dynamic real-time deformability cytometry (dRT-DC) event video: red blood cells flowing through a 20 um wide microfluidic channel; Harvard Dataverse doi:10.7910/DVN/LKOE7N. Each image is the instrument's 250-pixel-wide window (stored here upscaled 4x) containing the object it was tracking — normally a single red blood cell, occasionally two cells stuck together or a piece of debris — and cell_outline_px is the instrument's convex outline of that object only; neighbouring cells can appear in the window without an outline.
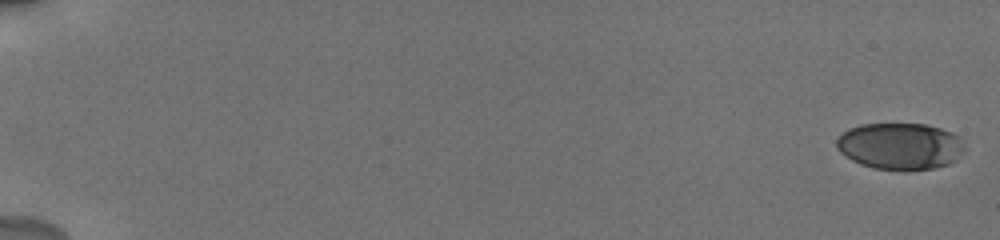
{"species": "human", "species_latin": "Homo sapiens", "temperature_condition": "cold", "stored_images_in_passage": 37, "camera_frame_rate_fps": 3000, "um_per_image_px": 0.085, "donor": {"sex": "male"}, "frame": {"image": 1, "passage_image": 1, "time_ms": 0.0, "image_size_px": [1000, 240], "cell_outline_px": [[968, 148], [956, 160], [948, 164], [936, 168], [904, 172], [872, 168], [860, 164], [852, 160], [840, 152], [836, 148], [836, 140], [848, 128], [860, 124], [924, 124], [940, 128], [952, 132], [960, 136]], "centroid_in_image_um": [76.56, 12.45], "position_along_channel_um": 8.4, "area_um2": 35.66}}
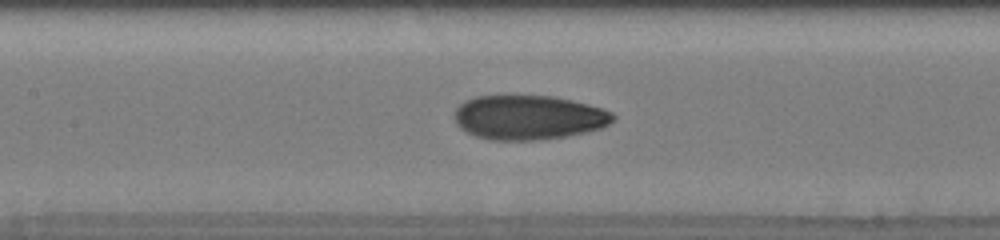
{"frame": {"image": 2, "passage_image": 28, "time_ms": 9.333, "image_size_px": [1000, 240], "cell_outline_px": [[616, 116], [608, 124], [600, 128], [568, 136], [532, 140], [492, 140], [476, 136], [460, 128], [456, 124], [456, 108], [464, 100], [476, 96], [552, 96], [572, 100], [588, 104], [612, 112]], "centroid_in_image_um": [44.92, 9.98], "position_along_channel_um": 162.5, "area_um2": 40.75}}
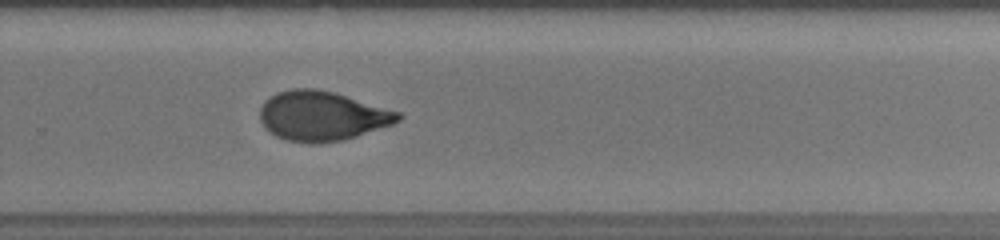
{"frame": {"image": 3, "passage_image": 37, "time_ms": 13.0, "image_size_px": [1000, 240], "cell_outline_px": [[404, 116], [400, 120], [392, 124], [356, 136], [340, 140], [312, 144], [288, 140], [276, 136], [268, 132], [264, 128], [260, 120], [260, 108], [264, 100], [276, 92], [292, 88], [316, 88], [332, 92], [400, 112]], "centroid_in_image_um": [27.32, 9.85], "position_along_channel_um": 302.5, "area_um2": 39.82}}